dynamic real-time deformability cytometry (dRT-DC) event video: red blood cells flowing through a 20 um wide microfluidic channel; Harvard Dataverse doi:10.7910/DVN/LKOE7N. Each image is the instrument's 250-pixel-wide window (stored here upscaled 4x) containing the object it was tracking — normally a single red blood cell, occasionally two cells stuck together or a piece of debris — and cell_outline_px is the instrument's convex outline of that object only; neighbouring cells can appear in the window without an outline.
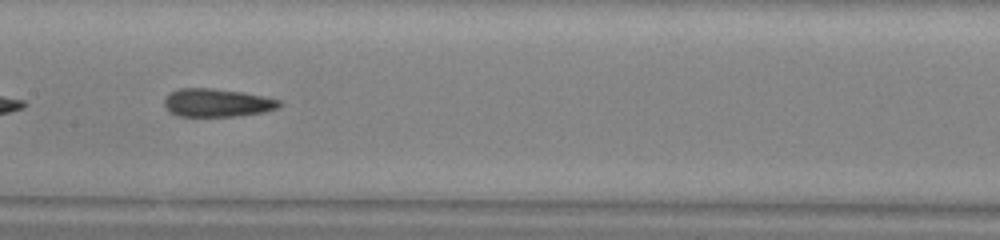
{"species": "common noctule bat (a hibernating species)", "species_latin": "Nyctalus noctula", "temperature_condition": "warm", "stored_images_in_passage": 36, "camera_frame_rate_fps": 3000, "um_per_image_px": 0.085, "animal": {"sex": "male", "body_mass_g": 13.0, "forearm_length_mm": 53.1}, "frame": {"image": 1, "passage_image": 11, "time_ms": 3.333, "image_size_px": [1000, 240], "cell_outline_px": [[284, 104], [280, 108], [264, 112], [236, 116], [180, 116], [172, 112], [164, 104], [164, 100], [172, 92], [180, 88], [212, 88], [244, 92], [264, 96], [280, 100]], "centroid_in_image_um": [18.54, 8.73], "position_along_channel_um": 188.9, "area_um2": 18.84}, "authors_computed_cell_mechanics": {"area_um2": 19.1318, "velocity_mm_per_s": 4.185, "shape_relaxation_time_tau1_ms": null, "shape_relaxation_time_tau2_ms": 2.5163, "deformation_change_tau1": null, "deformation_change_tau2": 0.1111}}